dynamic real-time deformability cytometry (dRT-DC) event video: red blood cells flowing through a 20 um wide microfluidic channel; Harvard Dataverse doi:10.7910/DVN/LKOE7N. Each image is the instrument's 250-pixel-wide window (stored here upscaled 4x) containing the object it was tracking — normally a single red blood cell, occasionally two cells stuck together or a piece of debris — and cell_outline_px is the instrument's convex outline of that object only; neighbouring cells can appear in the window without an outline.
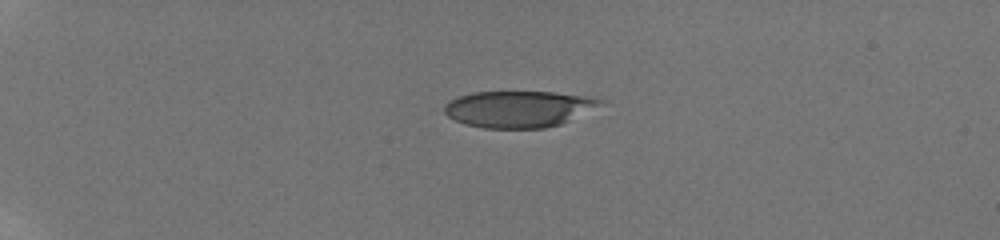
{"species": "human", "species_latin": "Homo sapiens", "temperature_condition": "room temperature", "stored_images_in_passage": 42, "camera_frame_rate_fps": 3000, "um_per_image_px": 0.085, "donor": {"sex": "male"}, "frame": {"image": 1, "passage_image": 1, "time_ms": 0.0, "image_size_px": [1000, 240], "cell_outline_px": [[604, 100], [560, 124], [544, 128], [484, 128], [464, 124], [448, 116], [444, 112], [444, 104], [460, 96], [472, 92], [552, 92], [588, 96]], "centroid_in_image_um": [43.97, 9.26], "position_along_channel_um": 41.0, "area_um2": 32.37}}
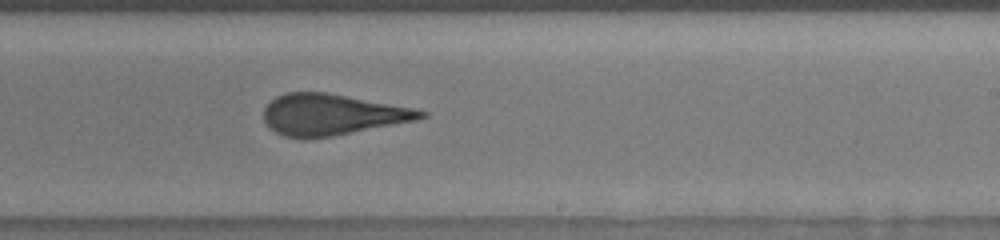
{"frame": {"image": 2, "passage_image": 24, "time_ms": 7.667, "image_size_px": [1000, 240], "cell_outline_px": [[428, 116], [416, 120], [332, 136], [304, 140], [284, 136], [276, 132], [264, 120], [264, 108], [276, 96], [288, 92], [328, 92], [416, 108], [428, 112]], "centroid_in_image_um": [28.23, 9.74], "position_along_channel_um": 260.8, "area_um2": 37.74}}
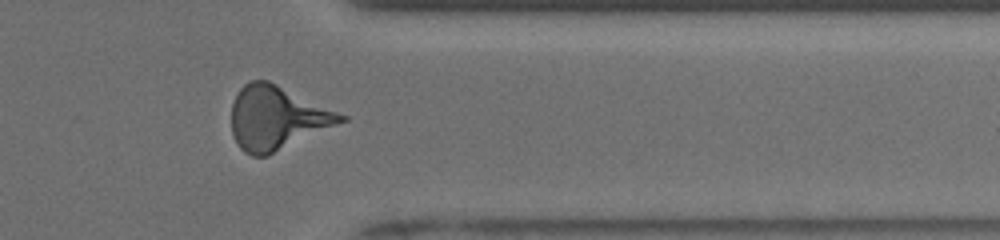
{"frame": {"image": 3, "passage_image": 34, "time_ms": 11.0, "image_size_px": [1000, 240], "cell_outline_px": [[348, 120], [268, 156], [252, 156], [244, 152], [236, 144], [232, 132], [232, 104], [240, 88], [244, 84], [252, 80], [268, 80], [348, 116]], "centroid_in_image_um": [23.54, 10.04], "position_along_channel_um": 387.9, "area_um2": 40.58}, "authors_computed_cell_mechanics": {"area_um2": 37.4544, "velocity_mm_per_s": 3.873, "shape_relaxation_time_tau1_ms": 5.3647, "shape_relaxation_time_tau2_ms": 1.3152, "deformation_change_tau1": 0.2143, "deformation_change_tau2": 0.1268}}